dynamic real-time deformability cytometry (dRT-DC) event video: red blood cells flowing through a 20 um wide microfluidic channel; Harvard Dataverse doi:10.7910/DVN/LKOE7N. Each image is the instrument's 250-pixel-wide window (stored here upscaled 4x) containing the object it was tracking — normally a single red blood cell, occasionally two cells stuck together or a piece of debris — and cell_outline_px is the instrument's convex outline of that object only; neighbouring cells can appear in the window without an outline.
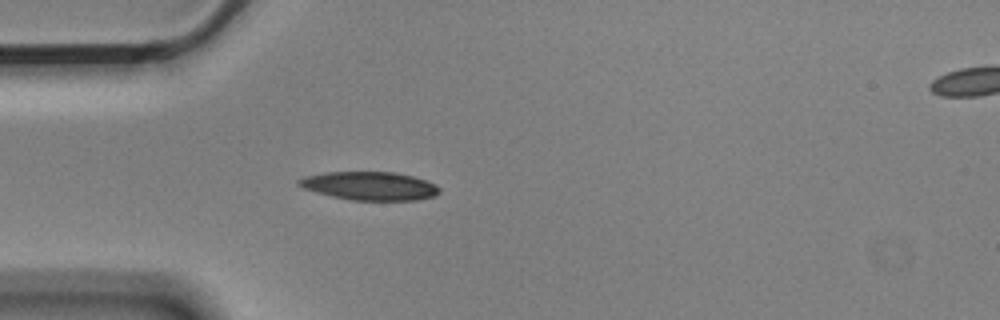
{"species": "Egyptian fruit bat (a non-hibernating species)", "species_latin": "Rousettus aegyptiacus", "temperature_condition": "cold", "stored_images_in_passage": 6, "segment_of_instrument_passage": [1, 2], "camera_frame_rate_fps": 3000, "um_per_image_px": 0.085, "animal": {"sex": "male"}, "frame": {"image": 1, "passage_image": 5, "time_ms": 1.333, "image_size_px": [1000, 320], "cell_outline_px": [[440, 192], [436, 196], [416, 200], [352, 200], [332, 196], [316, 192], [304, 188], [296, 184], [296, 180], [304, 176], [324, 172], [396, 172], [412, 176], [436, 184], [440, 188]], "centroid_in_image_um": [31.42, 15.8], "position_along_channel_um": 53.6, "area_um2": 23.35}}